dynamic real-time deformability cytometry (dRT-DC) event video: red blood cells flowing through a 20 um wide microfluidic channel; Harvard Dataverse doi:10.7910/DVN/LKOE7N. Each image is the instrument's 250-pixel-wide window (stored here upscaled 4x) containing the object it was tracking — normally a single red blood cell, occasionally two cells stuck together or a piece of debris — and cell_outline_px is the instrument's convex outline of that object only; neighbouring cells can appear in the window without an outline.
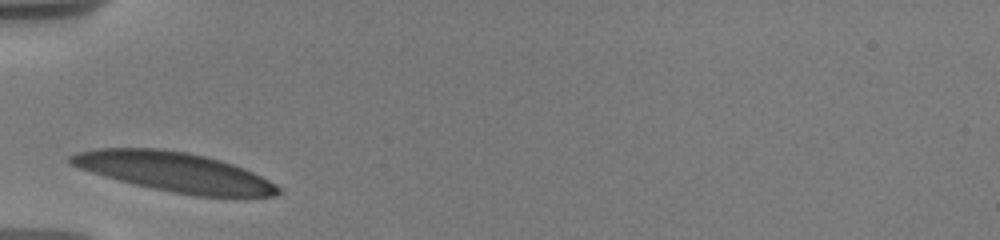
{"species": "human", "species_latin": "Homo sapiens", "temperature_condition": "warm", "stored_images_in_passage": 5, "camera_frame_rate_fps": 3000, "um_per_image_px": 0.085, "donor": {"sex": "male"}, "frame": {"image": 1, "passage_image": 1, "time_ms": 0.0, "image_size_px": [1000, 240], "cell_outline_px": [[280, 192], [272, 196], [196, 196], [172, 192], [152, 188], [104, 176], [68, 164], [68, 156], [76, 152], [96, 148], [156, 148], [188, 152], [220, 160], [232, 164], [252, 172], [268, 180], [280, 188]], "centroid_in_image_um": [14.77, 14.6], "position_along_channel_um": 70.2, "area_um2": 47.16}}
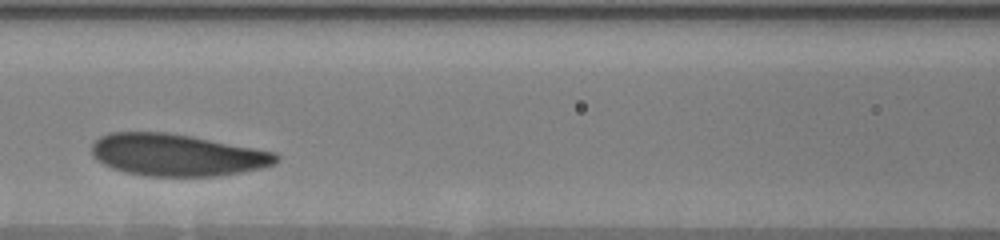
{"frame": {"image": 2, "passage_image": 3, "time_ms": 2.333, "image_size_px": [1000, 240], "cell_outline_px": [[280, 160], [276, 164], [260, 168], [220, 176], [148, 176], [124, 172], [112, 168], [96, 160], [92, 152], [92, 144], [100, 136], [108, 132], [168, 132], [276, 152], [280, 156]], "centroid_in_image_um": [15.04, 13.17], "position_along_channel_um": 151.6, "area_um2": 45.2}}
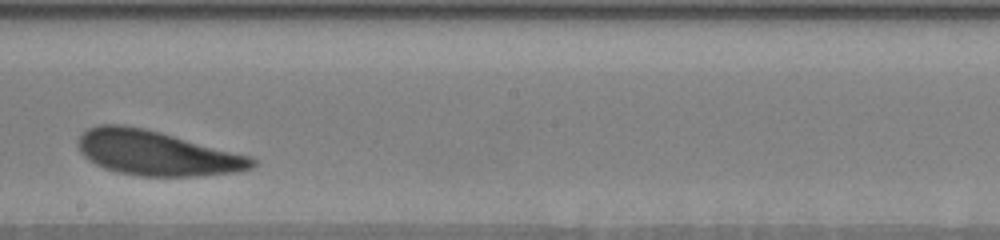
{"frame": {"image": 3, "passage_image": 5, "time_ms": 4.667, "image_size_px": [1000, 240], "cell_outline_px": [[256, 164], [252, 168], [236, 172], [196, 176], [140, 176], [116, 172], [104, 168], [88, 160], [80, 152], [76, 144], [76, 140], [88, 128], [100, 124], [124, 124], [144, 128], [160, 132], [252, 156], [256, 160]], "centroid_in_image_um": [13.29, 13.01], "position_along_channel_um": 234.9, "area_um2": 45.55}}